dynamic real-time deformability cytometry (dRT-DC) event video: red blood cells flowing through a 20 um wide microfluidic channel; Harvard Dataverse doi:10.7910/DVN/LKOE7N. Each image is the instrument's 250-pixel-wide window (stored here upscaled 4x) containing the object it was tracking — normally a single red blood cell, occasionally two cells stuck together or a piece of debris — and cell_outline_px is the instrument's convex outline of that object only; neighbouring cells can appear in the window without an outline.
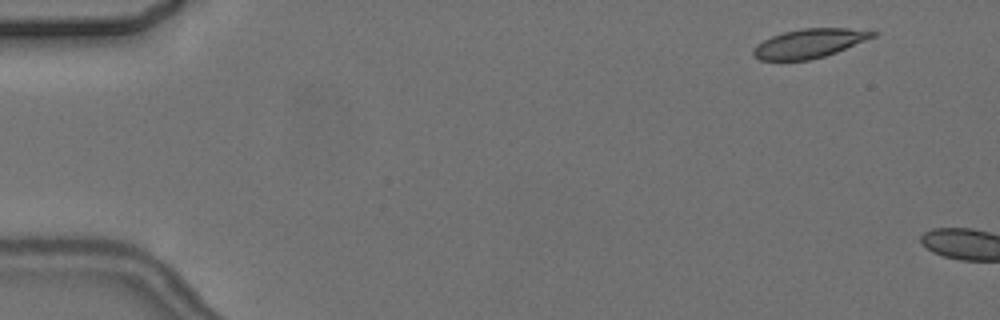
{"species": "common noctule bat (a hibernating species)", "species_latin": "Nyctalus noctula", "temperature_condition": "cold", "stored_images_in_passage": 3, "camera_frame_rate_fps": 3000, "um_per_image_px": 0.085, "animal": {"sex": "female", "body_mass_g": 24.6, "forearm_length_mm": 56.2}, "frame": {"image": 1, "passage_image": 2, "time_ms": 1.0, "image_size_px": [1000, 320], "cell_outline_px": [[880, 32], [876, 36], [836, 52], [824, 56], [808, 60], [760, 60], [752, 56], [752, 48], [756, 44], [772, 36], [784, 32], [804, 28], [848, 28]], "centroid_in_image_um": [68.77, 3.69], "position_along_channel_um": 16.2, "area_um2": 20.17}}